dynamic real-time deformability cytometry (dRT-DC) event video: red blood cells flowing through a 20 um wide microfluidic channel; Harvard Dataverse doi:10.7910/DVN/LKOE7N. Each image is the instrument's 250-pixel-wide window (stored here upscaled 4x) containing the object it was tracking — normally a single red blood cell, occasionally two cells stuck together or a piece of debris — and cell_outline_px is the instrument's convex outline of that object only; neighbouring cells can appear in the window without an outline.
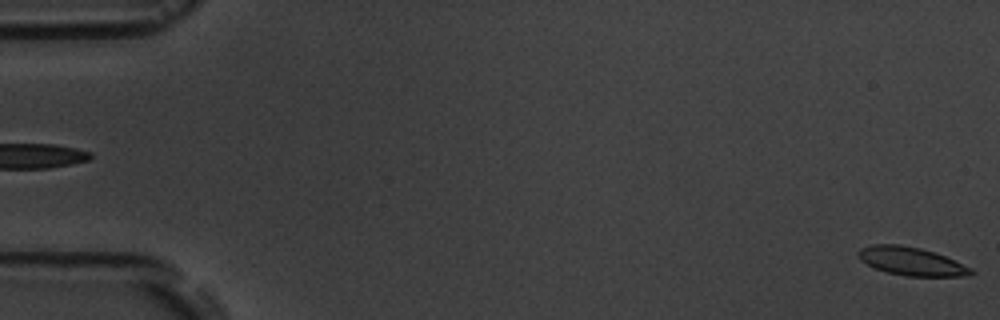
{"species": "common noctule bat (a hibernating species)", "species_latin": "Nyctalus noctula", "temperature_condition": "room temperature", "stored_images_in_passage": 3, "segment_of_instrument_passage": [2, 2], "camera_frame_rate_fps": 3000, "um_per_image_px": 0.085, "animal": {"sex": "male", "body_mass_g": 19.5, "forearm_length_mm": 54.6}, "frame": {"image": 1, "passage_image": 3, "time_ms": 3.333, "image_size_px": [1000, 320], "cell_outline_px": [[976, 272], [968, 276], [908, 276], [888, 272], [876, 268], [860, 260], [856, 252], [860, 248], [872, 244], [900, 244], [920, 248], [944, 256], [972, 268]], "centroid_in_image_um": [77.45, 22.2], "position_along_channel_um": 7.5, "area_um2": 18.44}}